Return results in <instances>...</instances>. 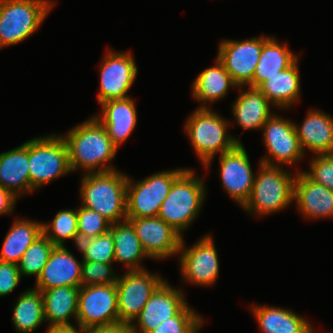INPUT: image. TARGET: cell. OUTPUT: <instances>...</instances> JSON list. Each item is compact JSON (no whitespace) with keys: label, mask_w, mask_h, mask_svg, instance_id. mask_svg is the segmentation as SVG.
Wrapping results in <instances>:
<instances>
[{"label":"cell","mask_w":333,"mask_h":333,"mask_svg":"<svg viewBox=\"0 0 333 333\" xmlns=\"http://www.w3.org/2000/svg\"><path fill=\"white\" fill-rule=\"evenodd\" d=\"M187 305L183 290L164 281L148 299L131 326L135 333H148L165 320L178 315Z\"/></svg>","instance_id":"e0dca14e"},{"label":"cell","mask_w":333,"mask_h":333,"mask_svg":"<svg viewBox=\"0 0 333 333\" xmlns=\"http://www.w3.org/2000/svg\"><path fill=\"white\" fill-rule=\"evenodd\" d=\"M99 71L98 103L130 97L127 93L134 84L138 73V67L131 52H117L108 49L100 62Z\"/></svg>","instance_id":"4fadbf2b"},{"label":"cell","mask_w":333,"mask_h":333,"mask_svg":"<svg viewBox=\"0 0 333 333\" xmlns=\"http://www.w3.org/2000/svg\"><path fill=\"white\" fill-rule=\"evenodd\" d=\"M238 88L240 94L231 107L235 123L243 130H260L273 114L271 113L273 105L258 88L250 86H247V90L241 89L244 86Z\"/></svg>","instance_id":"603a6c76"},{"label":"cell","mask_w":333,"mask_h":333,"mask_svg":"<svg viewBox=\"0 0 333 333\" xmlns=\"http://www.w3.org/2000/svg\"><path fill=\"white\" fill-rule=\"evenodd\" d=\"M133 100L132 97L107 100L100 104L102 112L94 115L117 148L126 142L136 128L137 109Z\"/></svg>","instance_id":"ffe728a7"},{"label":"cell","mask_w":333,"mask_h":333,"mask_svg":"<svg viewBox=\"0 0 333 333\" xmlns=\"http://www.w3.org/2000/svg\"><path fill=\"white\" fill-rule=\"evenodd\" d=\"M296 174L281 166H270L259 161L258 171L248 201L242 207L247 213L258 216L284 210L294 201Z\"/></svg>","instance_id":"277c9868"},{"label":"cell","mask_w":333,"mask_h":333,"mask_svg":"<svg viewBox=\"0 0 333 333\" xmlns=\"http://www.w3.org/2000/svg\"><path fill=\"white\" fill-rule=\"evenodd\" d=\"M203 177H196L192 168H187L174 182L160 206L157 217L169 224L182 237L184 231L199 214L206 197Z\"/></svg>","instance_id":"5b68a950"},{"label":"cell","mask_w":333,"mask_h":333,"mask_svg":"<svg viewBox=\"0 0 333 333\" xmlns=\"http://www.w3.org/2000/svg\"><path fill=\"white\" fill-rule=\"evenodd\" d=\"M54 4V0H0V49L33 35Z\"/></svg>","instance_id":"8992f818"},{"label":"cell","mask_w":333,"mask_h":333,"mask_svg":"<svg viewBox=\"0 0 333 333\" xmlns=\"http://www.w3.org/2000/svg\"><path fill=\"white\" fill-rule=\"evenodd\" d=\"M294 202L307 219L333 218V191L298 171L294 182Z\"/></svg>","instance_id":"d6986e66"},{"label":"cell","mask_w":333,"mask_h":333,"mask_svg":"<svg viewBox=\"0 0 333 333\" xmlns=\"http://www.w3.org/2000/svg\"><path fill=\"white\" fill-rule=\"evenodd\" d=\"M263 47V37L247 40H222L218 47L217 58L231 75L234 83L252 87L253 75Z\"/></svg>","instance_id":"5bb4252c"},{"label":"cell","mask_w":333,"mask_h":333,"mask_svg":"<svg viewBox=\"0 0 333 333\" xmlns=\"http://www.w3.org/2000/svg\"><path fill=\"white\" fill-rule=\"evenodd\" d=\"M12 324L18 333H33L45 322L41 291L34 288L19 296L12 311Z\"/></svg>","instance_id":"4dcf8cb0"},{"label":"cell","mask_w":333,"mask_h":333,"mask_svg":"<svg viewBox=\"0 0 333 333\" xmlns=\"http://www.w3.org/2000/svg\"><path fill=\"white\" fill-rule=\"evenodd\" d=\"M182 238L179 254V265L184 282L196 286H213L219 275V259L211 235H204L192 247H185Z\"/></svg>","instance_id":"7c38bea8"},{"label":"cell","mask_w":333,"mask_h":333,"mask_svg":"<svg viewBox=\"0 0 333 333\" xmlns=\"http://www.w3.org/2000/svg\"><path fill=\"white\" fill-rule=\"evenodd\" d=\"M82 261L79 262L65 246H55L34 289L44 291L55 287H81Z\"/></svg>","instance_id":"ac0fdd59"},{"label":"cell","mask_w":333,"mask_h":333,"mask_svg":"<svg viewBox=\"0 0 333 333\" xmlns=\"http://www.w3.org/2000/svg\"><path fill=\"white\" fill-rule=\"evenodd\" d=\"M110 232L115 243V262L124 264L126 271L146 269L140 262L149 257L144 252L131 223L128 220L112 223Z\"/></svg>","instance_id":"f546056e"},{"label":"cell","mask_w":333,"mask_h":333,"mask_svg":"<svg viewBox=\"0 0 333 333\" xmlns=\"http://www.w3.org/2000/svg\"><path fill=\"white\" fill-rule=\"evenodd\" d=\"M232 87L238 89L223 63L216 57V64L204 69L195 78L191 94L200 102L199 108H208L209 103L213 105V102L225 97Z\"/></svg>","instance_id":"d4e9b609"},{"label":"cell","mask_w":333,"mask_h":333,"mask_svg":"<svg viewBox=\"0 0 333 333\" xmlns=\"http://www.w3.org/2000/svg\"><path fill=\"white\" fill-rule=\"evenodd\" d=\"M20 281L18 265L0 261V297L11 294Z\"/></svg>","instance_id":"f35d334b"},{"label":"cell","mask_w":333,"mask_h":333,"mask_svg":"<svg viewBox=\"0 0 333 333\" xmlns=\"http://www.w3.org/2000/svg\"><path fill=\"white\" fill-rule=\"evenodd\" d=\"M42 234V222L16 218L1 246L0 261L18 265L25 251Z\"/></svg>","instance_id":"f1b7e54d"},{"label":"cell","mask_w":333,"mask_h":333,"mask_svg":"<svg viewBox=\"0 0 333 333\" xmlns=\"http://www.w3.org/2000/svg\"><path fill=\"white\" fill-rule=\"evenodd\" d=\"M0 186L15 197L31 193L29 175V140L0 153Z\"/></svg>","instance_id":"7402d4cb"},{"label":"cell","mask_w":333,"mask_h":333,"mask_svg":"<svg viewBox=\"0 0 333 333\" xmlns=\"http://www.w3.org/2000/svg\"><path fill=\"white\" fill-rule=\"evenodd\" d=\"M251 307L261 333H315L307 318L289 309L255 304Z\"/></svg>","instance_id":"cb8c5ba5"},{"label":"cell","mask_w":333,"mask_h":333,"mask_svg":"<svg viewBox=\"0 0 333 333\" xmlns=\"http://www.w3.org/2000/svg\"><path fill=\"white\" fill-rule=\"evenodd\" d=\"M165 281L147 269L126 271L116 282L119 322L132 323Z\"/></svg>","instance_id":"9c48e42d"},{"label":"cell","mask_w":333,"mask_h":333,"mask_svg":"<svg viewBox=\"0 0 333 333\" xmlns=\"http://www.w3.org/2000/svg\"><path fill=\"white\" fill-rule=\"evenodd\" d=\"M82 254V261L100 263H115V243L112 233L109 231L95 238L80 241L77 245Z\"/></svg>","instance_id":"836d02e7"},{"label":"cell","mask_w":333,"mask_h":333,"mask_svg":"<svg viewBox=\"0 0 333 333\" xmlns=\"http://www.w3.org/2000/svg\"><path fill=\"white\" fill-rule=\"evenodd\" d=\"M70 172L68 148L61 135L51 134L29 140L31 193Z\"/></svg>","instance_id":"52a82bcc"},{"label":"cell","mask_w":333,"mask_h":333,"mask_svg":"<svg viewBox=\"0 0 333 333\" xmlns=\"http://www.w3.org/2000/svg\"><path fill=\"white\" fill-rule=\"evenodd\" d=\"M119 322L116 284L81 286L76 323L83 329Z\"/></svg>","instance_id":"8fae6325"},{"label":"cell","mask_w":333,"mask_h":333,"mask_svg":"<svg viewBox=\"0 0 333 333\" xmlns=\"http://www.w3.org/2000/svg\"><path fill=\"white\" fill-rule=\"evenodd\" d=\"M186 169L178 168L154 173L135 183L128 176L127 218L157 217L160 206L167 197L173 182Z\"/></svg>","instance_id":"ba28073f"},{"label":"cell","mask_w":333,"mask_h":333,"mask_svg":"<svg viewBox=\"0 0 333 333\" xmlns=\"http://www.w3.org/2000/svg\"><path fill=\"white\" fill-rule=\"evenodd\" d=\"M64 135L61 137L68 148L71 172L77 169H82L85 174L116 170L109 162H112L118 148L109 138L105 127L94 116Z\"/></svg>","instance_id":"6da1fadb"},{"label":"cell","mask_w":333,"mask_h":333,"mask_svg":"<svg viewBox=\"0 0 333 333\" xmlns=\"http://www.w3.org/2000/svg\"><path fill=\"white\" fill-rule=\"evenodd\" d=\"M304 173L315 183L324 185L333 191V154L316 155Z\"/></svg>","instance_id":"74e56055"},{"label":"cell","mask_w":333,"mask_h":333,"mask_svg":"<svg viewBox=\"0 0 333 333\" xmlns=\"http://www.w3.org/2000/svg\"><path fill=\"white\" fill-rule=\"evenodd\" d=\"M298 60V55L293 53L287 43H280L276 38L263 36V47L256 66L252 87L258 88L264 81L286 70Z\"/></svg>","instance_id":"484cf974"},{"label":"cell","mask_w":333,"mask_h":333,"mask_svg":"<svg viewBox=\"0 0 333 333\" xmlns=\"http://www.w3.org/2000/svg\"><path fill=\"white\" fill-rule=\"evenodd\" d=\"M298 61L258 87L274 108L289 109L298 102L301 93Z\"/></svg>","instance_id":"4316f807"},{"label":"cell","mask_w":333,"mask_h":333,"mask_svg":"<svg viewBox=\"0 0 333 333\" xmlns=\"http://www.w3.org/2000/svg\"><path fill=\"white\" fill-rule=\"evenodd\" d=\"M85 333H135L131 323L118 322L111 325L92 327L85 330Z\"/></svg>","instance_id":"ab89813d"},{"label":"cell","mask_w":333,"mask_h":333,"mask_svg":"<svg viewBox=\"0 0 333 333\" xmlns=\"http://www.w3.org/2000/svg\"><path fill=\"white\" fill-rule=\"evenodd\" d=\"M113 263L82 261V286L116 284L118 274L111 267Z\"/></svg>","instance_id":"8d00e7d4"},{"label":"cell","mask_w":333,"mask_h":333,"mask_svg":"<svg viewBox=\"0 0 333 333\" xmlns=\"http://www.w3.org/2000/svg\"><path fill=\"white\" fill-rule=\"evenodd\" d=\"M151 259L164 260L177 255L182 236L159 217L127 218Z\"/></svg>","instance_id":"2e32d148"},{"label":"cell","mask_w":333,"mask_h":333,"mask_svg":"<svg viewBox=\"0 0 333 333\" xmlns=\"http://www.w3.org/2000/svg\"><path fill=\"white\" fill-rule=\"evenodd\" d=\"M76 327L73 325L68 326H52L47 328L46 333H85V329L81 328L76 324Z\"/></svg>","instance_id":"b9f144b4"},{"label":"cell","mask_w":333,"mask_h":333,"mask_svg":"<svg viewBox=\"0 0 333 333\" xmlns=\"http://www.w3.org/2000/svg\"><path fill=\"white\" fill-rule=\"evenodd\" d=\"M263 142L269 156H263L262 164L270 166L292 165L305 156L295 130L294 122L274 112L261 128Z\"/></svg>","instance_id":"30bf717a"},{"label":"cell","mask_w":333,"mask_h":333,"mask_svg":"<svg viewBox=\"0 0 333 333\" xmlns=\"http://www.w3.org/2000/svg\"><path fill=\"white\" fill-rule=\"evenodd\" d=\"M297 137L304 152L314 155L333 154V117L318 109L308 111L301 126L294 123Z\"/></svg>","instance_id":"44dd1931"},{"label":"cell","mask_w":333,"mask_h":333,"mask_svg":"<svg viewBox=\"0 0 333 333\" xmlns=\"http://www.w3.org/2000/svg\"><path fill=\"white\" fill-rule=\"evenodd\" d=\"M17 200L18 198L10 191H7L0 186V216L10 214L14 210Z\"/></svg>","instance_id":"60d3db41"},{"label":"cell","mask_w":333,"mask_h":333,"mask_svg":"<svg viewBox=\"0 0 333 333\" xmlns=\"http://www.w3.org/2000/svg\"><path fill=\"white\" fill-rule=\"evenodd\" d=\"M111 222L98 212L80 206L77 209L78 243L110 231Z\"/></svg>","instance_id":"d590c367"},{"label":"cell","mask_w":333,"mask_h":333,"mask_svg":"<svg viewBox=\"0 0 333 333\" xmlns=\"http://www.w3.org/2000/svg\"><path fill=\"white\" fill-rule=\"evenodd\" d=\"M128 175L119 170L84 173L81 179L82 206L98 212L111 223L127 220Z\"/></svg>","instance_id":"7a4b0ae2"},{"label":"cell","mask_w":333,"mask_h":333,"mask_svg":"<svg viewBox=\"0 0 333 333\" xmlns=\"http://www.w3.org/2000/svg\"><path fill=\"white\" fill-rule=\"evenodd\" d=\"M202 316L187 305L178 315L162 322L148 333H198L205 324Z\"/></svg>","instance_id":"e575fe53"},{"label":"cell","mask_w":333,"mask_h":333,"mask_svg":"<svg viewBox=\"0 0 333 333\" xmlns=\"http://www.w3.org/2000/svg\"><path fill=\"white\" fill-rule=\"evenodd\" d=\"M187 119L184 130L198 159L207 169L215 154L221 155L242 143L227 132L231 122L210 107L196 108Z\"/></svg>","instance_id":"3957f363"},{"label":"cell","mask_w":333,"mask_h":333,"mask_svg":"<svg viewBox=\"0 0 333 333\" xmlns=\"http://www.w3.org/2000/svg\"><path fill=\"white\" fill-rule=\"evenodd\" d=\"M80 287H55L41 291L44 301V317L52 326L72 325L70 319L77 320Z\"/></svg>","instance_id":"83f0119b"},{"label":"cell","mask_w":333,"mask_h":333,"mask_svg":"<svg viewBox=\"0 0 333 333\" xmlns=\"http://www.w3.org/2000/svg\"><path fill=\"white\" fill-rule=\"evenodd\" d=\"M54 247L55 245L44 234L39 236L25 251L18 263L21 277L34 275L37 280Z\"/></svg>","instance_id":"d6a6232c"},{"label":"cell","mask_w":333,"mask_h":333,"mask_svg":"<svg viewBox=\"0 0 333 333\" xmlns=\"http://www.w3.org/2000/svg\"><path fill=\"white\" fill-rule=\"evenodd\" d=\"M219 171L222 187L235 203L243 207L250 197L255 175L242 143L219 155Z\"/></svg>","instance_id":"9a60e30c"},{"label":"cell","mask_w":333,"mask_h":333,"mask_svg":"<svg viewBox=\"0 0 333 333\" xmlns=\"http://www.w3.org/2000/svg\"><path fill=\"white\" fill-rule=\"evenodd\" d=\"M42 232L55 246H65V241L71 239L77 247V209L58 211L51 222H42Z\"/></svg>","instance_id":"1f68e13d"}]
</instances>
